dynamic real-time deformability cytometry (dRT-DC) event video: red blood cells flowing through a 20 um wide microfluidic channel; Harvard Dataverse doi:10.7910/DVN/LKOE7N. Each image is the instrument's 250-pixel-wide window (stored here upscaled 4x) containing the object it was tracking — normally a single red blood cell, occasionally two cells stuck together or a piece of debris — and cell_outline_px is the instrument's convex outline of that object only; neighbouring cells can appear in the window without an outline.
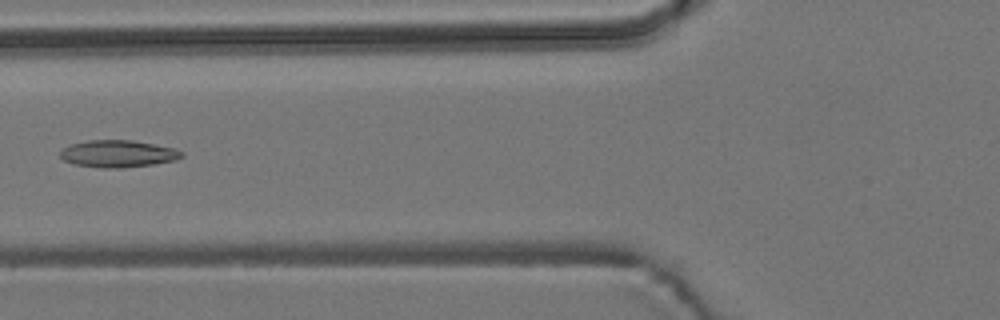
{"species": "common noctule bat (a hibernating species)", "species_latin": "Nyctalus noctula", "temperature_condition": "room temperature", "stored_images_in_passage": 6, "camera_frame_rate_fps": 3000, "um_per_image_px": 0.085, "animal": {"sex": "male", "body_mass_g": 19.2, "forearm_length_mm": 51.8}, "frame": {"image": 1, "passage_image": 5, "time_ms": 4.667, "image_size_px": [1000, 320], "cell_outline_px": [[184, 156], [176, 160], [152, 164], [120, 168], [104, 168], [76, 164], [64, 160], [60, 156], [60, 152], [68, 144], [88, 140], [132, 140], [172, 148], [184, 152]], "centroid_in_image_um": [10.02, 13.06], "position_along_channel_um": 115.8, "area_um2": 19.02}}
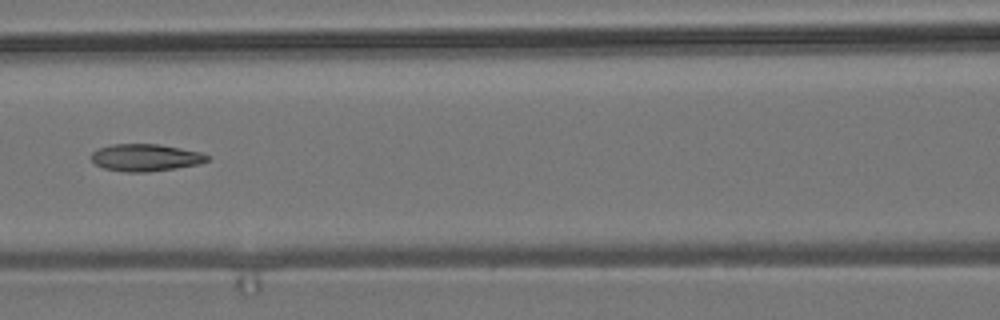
{"frame": {"image": 2, "passage_image": 6, "time_ms": 5.667, "image_size_px": [1000, 320], "cell_outline_px": [[208, 160], [200, 164], [176, 168], [148, 172], [124, 172], [104, 168], [96, 164], [92, 160], [92, 152], [100, 148], [112, 144], [160, 144], [200, 152], [208, 156]], "centroid_in_image_um": [12.37, 13.4], "position_along_channel_um": 154.2, "area_um2": 18.26}}